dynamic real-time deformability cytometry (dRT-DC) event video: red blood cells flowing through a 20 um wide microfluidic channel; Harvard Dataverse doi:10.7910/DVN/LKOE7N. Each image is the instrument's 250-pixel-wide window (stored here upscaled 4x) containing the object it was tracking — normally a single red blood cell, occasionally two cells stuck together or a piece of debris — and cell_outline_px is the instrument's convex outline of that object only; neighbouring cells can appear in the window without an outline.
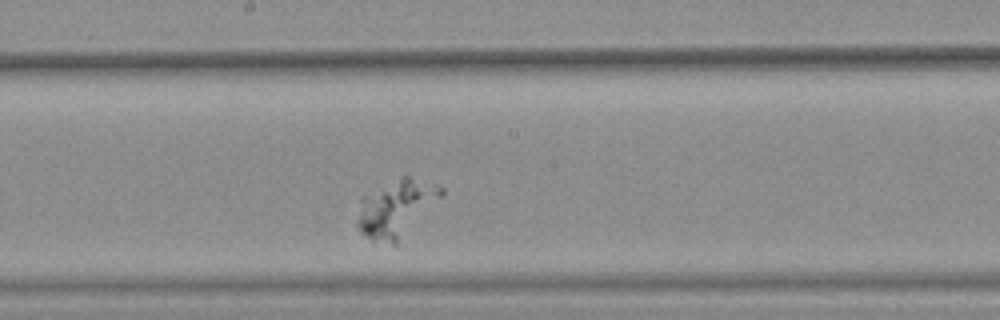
{"species": "common noctule bat (a hibernating species)", "species_latin": "Nyctalus noctula", "temperature_condition": "warm", "stored_images_in_passage": 38, "segment_of_instrument_passage": [2, 2], "camera_frame_rate_fps": 3000, "um_per_image_px": 0.085, "animal": {"sex": "female", "body_mass_g": 25.1}, "frame": {"image": 1, "passage_image": 23, "time_ms": 7.333, "image_size_px": [1000, 320], "cell_outline_px": [[444, 196], [396, 244], [392, 244], [372, 240], [360, 232], [356, 228], [356, 220], [360, 196], [404, 176], [408, 176], [444, 188]], "centroid_in_image_um": [33.65, 17.72], "position_along_channel_um": 214.6, "area_um2": 27.86}}
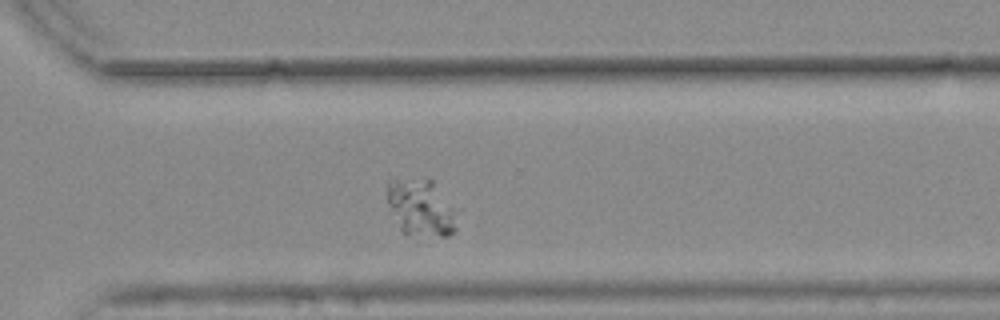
{"frame": {"image": 2, "passage_image": 33, "time_ms": 10.667, "image_size_px": [1000, 320], "cell_outline_px": [[456, 228], [448, 236], [404, 236], [400, 232], [388, 204], [388, 180], [424, 176], [428, 176], [432, 180], [452, 208]], "centroid_in_image_um": [35.7, 17.65], "position_along_channel_um": 334.9, "area_um2": 23.24}}
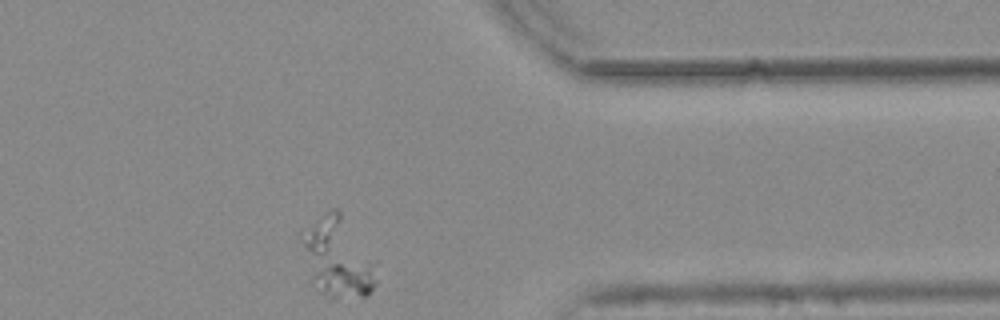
{"frame": {"image": 3, "passage_image": 38, "time_ms": 12.333, "image_size_px": [1000, 320], "cell_outline_px": [[376, 284], [368, 296], [332, 300], [328, 300], [312, 280], [300, 236], [332, 208], [336, 208], [340, 212], [376, 280]], "centroid_in_image_um": [28.6, 22.03], "position_along_channel_um": 382.8, "area_um2": 31.44}}